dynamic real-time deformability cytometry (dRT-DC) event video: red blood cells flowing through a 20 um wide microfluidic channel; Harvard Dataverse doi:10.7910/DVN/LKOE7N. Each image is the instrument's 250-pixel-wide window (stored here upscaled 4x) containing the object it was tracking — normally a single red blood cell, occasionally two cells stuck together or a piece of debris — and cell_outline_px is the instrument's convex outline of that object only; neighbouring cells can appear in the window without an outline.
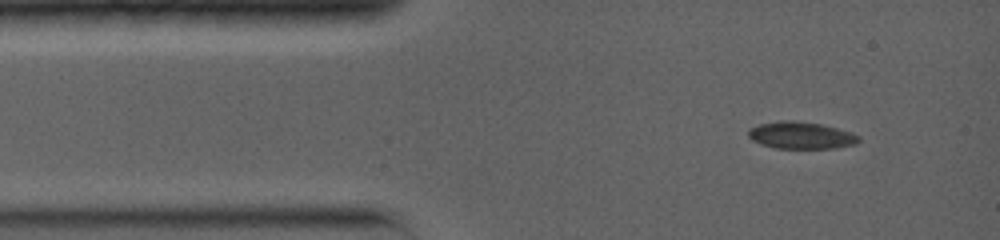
{"species": "common noctule bat (a hibernating species)", "species_latin": "Nyctalus noctula", "temperature_condition": "warm", "stored_images_in_passage": 25, "camera_frame_rate_fps": 5000, "um_per_image_px": 0.085, "animal": {"sex": "female", "body_mass_g": 19.0, "forearm_length_mm": 56.7}, "frame": {"image": 1, "passage_image": 1, "time_ms": 0.0, "image_size_px": [1000, 240], "cell_outline_px": [[860, 140], [856, 144], [836, 148], [776, 148], [760, 144], [752, 140], [748, 136], [748, 128], [760, 124], [780, 120], [796, 120], [820, 124], [852, 132], [860, 136]], "centroid_in_image_um": [68.08, 11.5], "position_along_channel_um": 16.9, "area_um2": 17.51}}
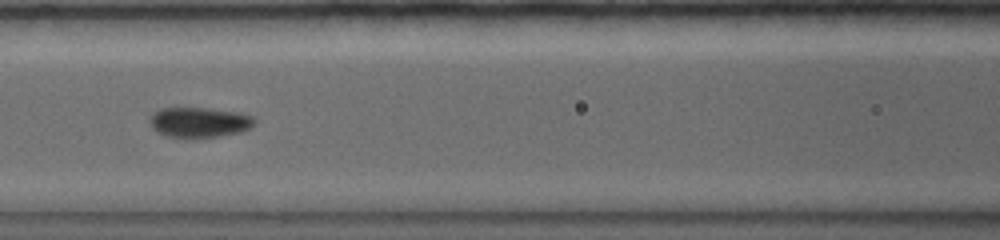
{"frame": {"image": 2, "passage_image": 10, "time_ms": 4.4, "image_size_px": [1000, 240], "cell_outline_px": [[256, 124], [240, 132], [192, 140], [168, 136], [156, 132], [152, 128], [148, 116], [152, 112], [160, 108], [208, 108], [240, 112], [256, 116]], "centroid_in_image_um": [16.93, 10.4], "position_along_channel_um": 149.7, "area_um2": 19.07}}
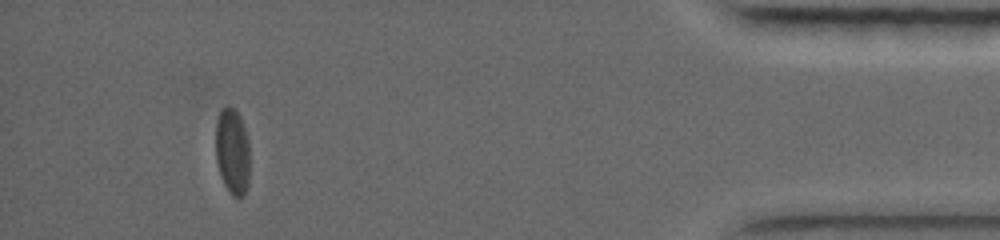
{"frame": {"image": 3, "passage_image": 23, "time_ms": 12.8, "image_size_px": [1000, 240], "cell_outline_px": [[248, 184], [244, 196], [240, 200], [232, 196], [228, 192], [224, 184], [216, 160], [216, 120], [220, 112], [228, 104], [240, 116], [248, 140]], "centroid_in_image_um": [19.75, 12.92], "position_along_channel_um": 415.5, "area_um2": 17.11}, "authors_computed_cell_mechanics": {"area_um2": 17.918, "velocity_mm_per_s": 4.0013, "shape_relaxation_time_tau1_ms": 7.1709, "shape_relaxation_time_tau2_ms": 0.9726, "deformation_change_tau1": 0.199, "deformation_change_tau2": 0.0422}}